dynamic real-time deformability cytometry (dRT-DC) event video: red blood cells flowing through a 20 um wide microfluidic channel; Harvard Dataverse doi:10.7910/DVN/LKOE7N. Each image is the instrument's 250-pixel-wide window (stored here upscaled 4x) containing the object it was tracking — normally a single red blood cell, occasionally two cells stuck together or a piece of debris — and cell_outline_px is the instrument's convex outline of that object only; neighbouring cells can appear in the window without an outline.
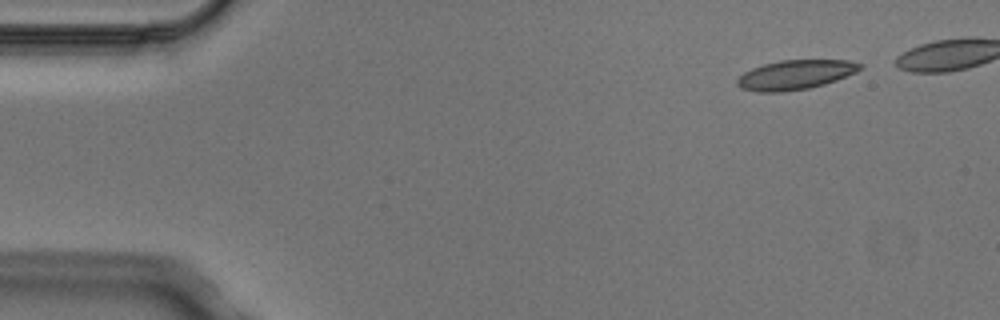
{"species": "Egyptian fruit bat (a non-hibernating species)", "species_latin": "Rousettus aegyptiacus", "temperature_condition": "cold", "stored_images_in_passage": 8, "segment_of_instrument_passage": [1, 2], "camera_frame_rate_fps": 3000, "um_per_image_px": 0.085, "animal": {"sex": "male"}, "frame": {"image": 1, "passage_image": 1, "time_ms": 0.0, "image_size_px": [1000, 320], "cell_outline_px": [[864, 64], [856, 72], [836, 80], [824, 84], [808, 88], [784, 92], [756, 92], [740, 88], [736, 84], [736, 80], [744, 72], [752, 68], [764, 64], [780, 60], [848, 60]], "centroid_in_image_um": [67.58, 6.36], "position_along_channel_um": 17.4, "area_um2": 21.1}}
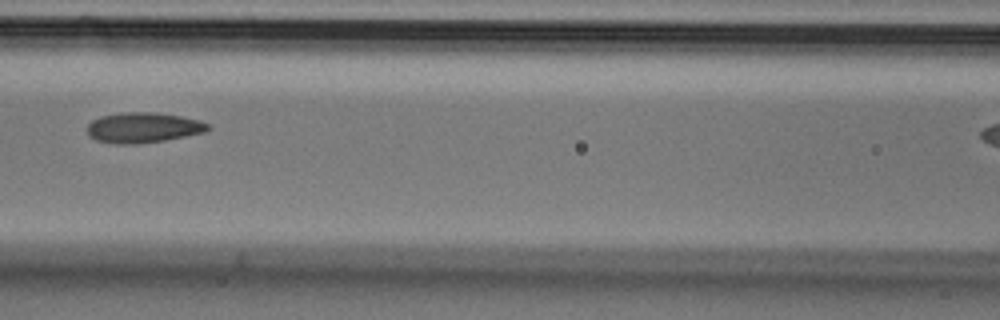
{"frame": {"image": 2, "passage_image": 6, "time_ms": 1.667, "image_size_px": [1000, 320], "cell_outline_px": [[212, 128], [204, 132], [164, 140], [140, 144], [116, 144], [96, 140], [88, 136], [88, 124], [92, 120], [100, 116], [124, 112], [156, 112], [180, 116], [200, 120], [212, 124]], "centroid_in_image_um": [12.19, 10.84], "position_along_channel_um": 154.4, "area_um2": 21.5}}
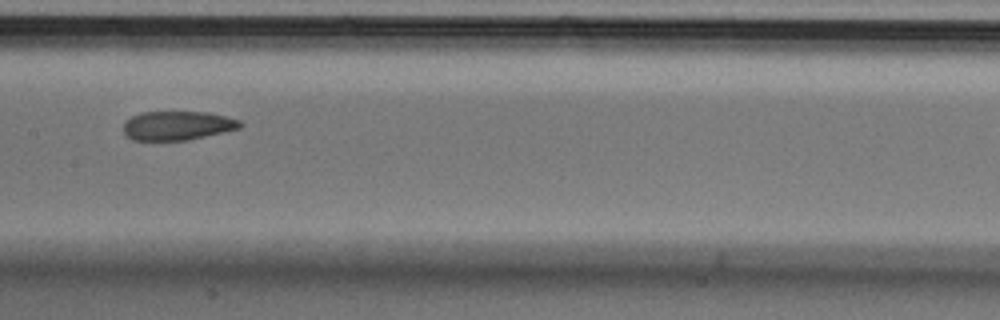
{"frame": {"image": 3, "passage_image": 7, "time_ms": 2.0, "image_size_px": [1000, 320], "cell_outline_px": [[244, 124], [240, 128], [224, 132], [188, 140], [132, 140], [124, 132], [124, 124], [132, 116], [140, 112], [208, 112], [240, 120]], "centroid_in_image_um": [15.11, 10.67], "position_along_channel_um": 192.3, "area_um2": 19.65}}